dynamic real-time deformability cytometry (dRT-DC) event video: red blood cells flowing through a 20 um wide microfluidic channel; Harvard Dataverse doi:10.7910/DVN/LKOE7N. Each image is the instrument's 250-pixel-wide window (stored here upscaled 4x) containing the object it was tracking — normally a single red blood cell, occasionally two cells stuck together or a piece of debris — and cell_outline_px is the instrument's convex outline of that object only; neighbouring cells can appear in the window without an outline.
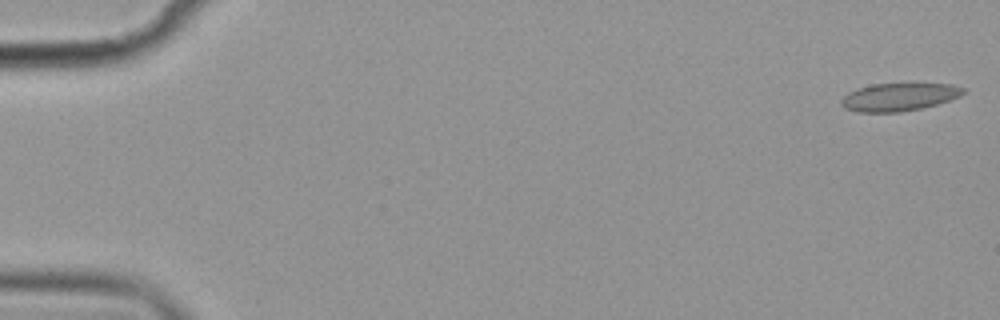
{"species": "common noctule bat (a hibernating species)", "species_latin": "Nyctalus noctula", "temperature_condition": "cold", "stored_images_in_passage": 6, "segment_of_instrument_passage": [2, 2], "camera_frame_rate_fps": 3000, "um_per_image_px": 0.085, "animal": {"sex": "female", "body_mass_g": 19.9}, "frame": {"image": 1, "passage_image": 6, "time_ms": 6.0, "image_size_px": [1000, 320], "cell_outline_px": [[964, 92], [960, 96], [936, 104], [920, 108], [900, 112], [856, 112], [844, 108], [840, 104], [840, 100], [848, 92], [856, 88], [872, 84], [952, 84], [964, 88]], "centroid_in_image_um": [76.35, 8.24], "position_along_channel_um": 8.7, "area_um2": 19.71}}